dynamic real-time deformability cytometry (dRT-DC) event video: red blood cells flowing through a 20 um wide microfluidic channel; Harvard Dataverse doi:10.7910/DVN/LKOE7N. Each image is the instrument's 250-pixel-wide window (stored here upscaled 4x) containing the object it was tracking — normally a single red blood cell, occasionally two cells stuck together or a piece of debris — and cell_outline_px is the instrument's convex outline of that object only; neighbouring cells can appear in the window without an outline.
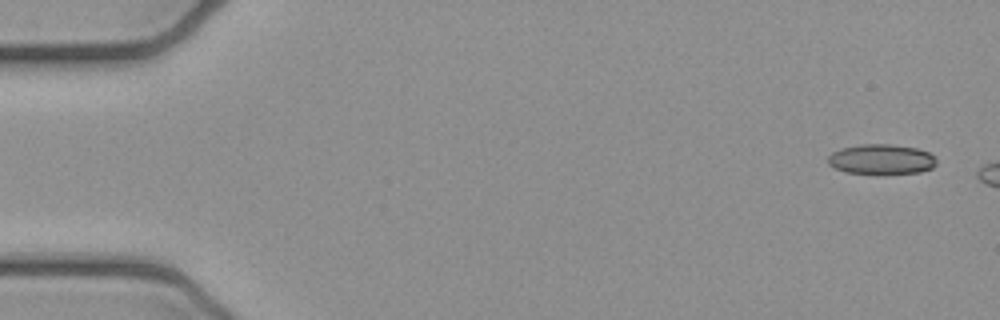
{"species": "common noctule bat (a hibernating species)", "species_latin": "Nyctalus noctula", "temperature_condition": "cold", "stored_images_in_passage": 3, "camera_frame_rate_fps": 3000, "um_per_image_px": 0.085, "animal": {"sex": "female", "body_mass_g": 21.9}, "frame": {"image": 1, "passage_image": 1, "time_ms": 0.0, "image_size_px": [1000, 320], "cell_outline_px": [[936, 164], [932, 168], [920, 172], [884, 176], [880, 176], [844, 172], [832, 168], [828, 164], [828, 156], [832, 152], [840, 148], [860, 144], [892, 144], [916, 148], [928, 152], [936, 156]], "centroid_in_image_um": [74.89, 13.58], "position_along_channel_um": 10.1, "area_um2": 19.94}}